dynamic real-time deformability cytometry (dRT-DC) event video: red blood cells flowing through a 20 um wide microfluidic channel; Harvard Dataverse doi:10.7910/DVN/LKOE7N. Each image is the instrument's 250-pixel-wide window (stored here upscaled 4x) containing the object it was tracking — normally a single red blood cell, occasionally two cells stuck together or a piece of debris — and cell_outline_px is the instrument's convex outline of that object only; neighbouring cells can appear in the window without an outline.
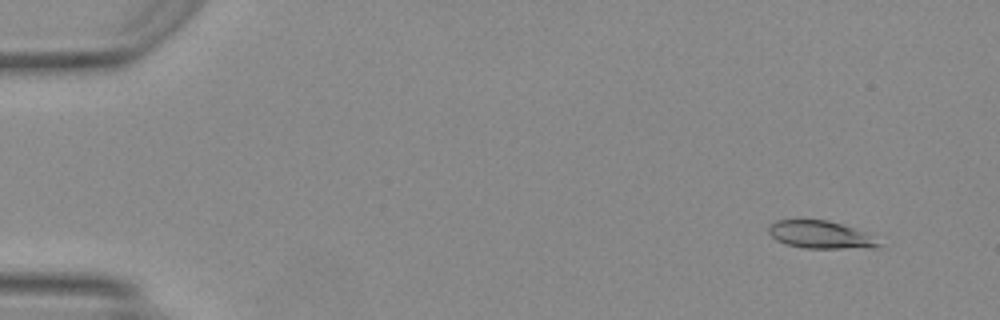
{"species": "Egyptian fruit bat (a non-hibernating species)", "species_latin": "Rousettus aegyptiacus", "temperature_condition": "warm", "stored_images_in_passage": 48, "camera_frame_rate_fps": 3000, "um_per_image_px": 0.085, "animal": {"sex": "female"}, "frame": {"image": 1, "passage_image": 3, "time_ms": 0.667, "image_size_px": [1000, 320], "cell_outline_px": [[884, 244], [880, 248], [804, 248], [784, 244], [776, 240], [768, 232], [768, 224], [776, 220], [828, 220], [864, 232]], "centroid_in_image_um": [69.73, 19.96], "position_along_channel_um": 15.3, "area_um2": 17.8}}
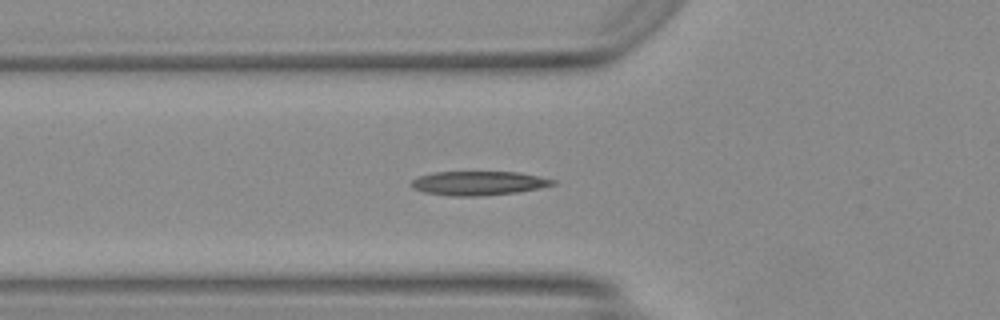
{"frame": {"image": 2, "passage_image": 17, "time_ms": 5.333, "image_size_px": [1000, 320], "cell_outline_px": [[556, 184], [540, 188], [516, 192], [480, 196], [456, 196], [424, 192], [416, 188], [412, 184], [412, 180], [420, 176], [432, 172], [516, 172], [540, 176], [556, 180]], "centroid_in_image_um": [40.73, 15.56], "position_along_channel_um": 85.1, "area_um2": 19.59}}
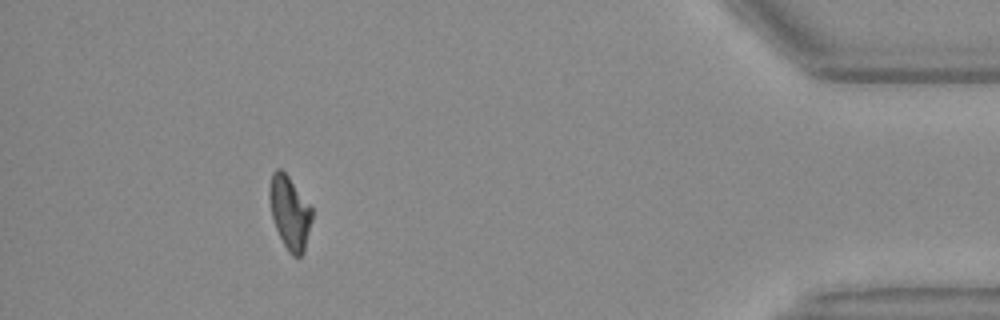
{"frame": {"image": 3, "passage_image": 44, "time_ms": 14.333, "image_size_px": [1000, 320], "cell_outline_px": [[312, 220], [304, 252], [300, 256], [292, 256], [288, 252], [276, 228], [272, 216], [268, 196], [268, 188], [272, 172], [276, 168], [280, 168], [288, 176], [312, 208]], "centroid_in_image_um": [24.61, 18.06], "position_along_channel_um": 410.6, "area_um2": 18.09}, "authors_computed_cell_mechanics": {"area_um2": 18.3804, "velocity_mm_per_s": 4.2136, "shape_relaxation_time_tau1_ms": 5.6286, "shape_relaxation_time_tau2_ms": 1.1753, "deformation_change_tau1": 0.1871, "deformation_change_tau2": 0.0739}}